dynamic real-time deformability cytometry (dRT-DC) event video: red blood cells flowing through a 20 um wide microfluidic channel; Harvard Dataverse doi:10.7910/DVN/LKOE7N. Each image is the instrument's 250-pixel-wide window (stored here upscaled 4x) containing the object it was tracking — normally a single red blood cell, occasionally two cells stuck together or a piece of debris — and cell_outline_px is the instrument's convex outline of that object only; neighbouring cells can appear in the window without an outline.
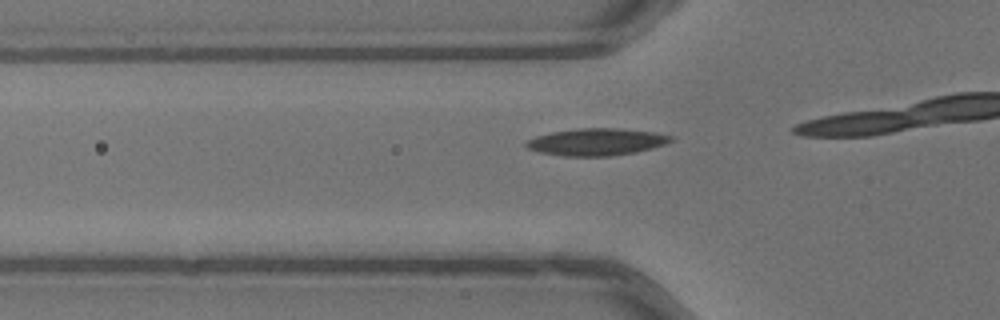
{"species": "common noctule bat (a hibernating species)", "species_latin": "Nyctalus noctula", "temperature_condition": "warm", "stored_images_in_passage": 4, "camera_frame_rate_fps": 3000, "um_per_image_px": 0.085, "animal": {"sex": "male", "body_mass_g": 13.3}, "frame": {"image": 1, "passage_image": 2, "time_ms": 0.333, "image_size_px": [1000, 320], "cell_outline_px": [[672, 140], [664, 144], [636, 152], [612, 156], [564, 156], [540, 152], [528, 148], [524, 144], [524, 140], [536, 136], [552, 132], [580, 128], [616, 128], [652, 132], [672, 136]], "centroid_in_image_um": [50.64, 12.06], "position_along_channel_um": 75.2, "area_um2": 22.66}}